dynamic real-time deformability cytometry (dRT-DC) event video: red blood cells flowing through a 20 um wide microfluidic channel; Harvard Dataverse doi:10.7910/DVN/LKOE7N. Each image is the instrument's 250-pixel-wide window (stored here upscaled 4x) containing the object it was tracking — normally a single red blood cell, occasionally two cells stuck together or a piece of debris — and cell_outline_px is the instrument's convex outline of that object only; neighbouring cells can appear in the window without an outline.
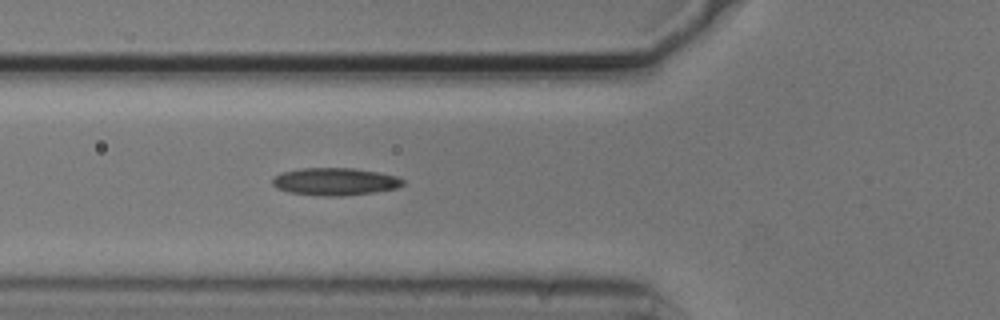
{"species": "common noctule bat (a hibernating species)", "species_latin": "Nyctalus noctula", "temperature_condition": "cold", "stored_images_in_passage": 5, "camera_frame_rate_fps": 3000, "um_per_image_px": 0.085, "animal": {"sex": "male", "body_mass_g": 20.5, "forearm_length_mm": 52.5}, "frame": {"image": 1, "passage_image": 5, "time_ms": 1.333, "image_size_px": [1000, 320], "cell_outline_px": [[404, 184], [396, 188], [372, 192], [344, 196], [324, 196], [288, 192], [276, 188], [272, 184], [272, 176], [280, 172], [300, 168], [352, 168], [376, 172], [396, 176], [404, 180]], "centroid_in_image_um": [28.41, 15.43], "position_along_channel_um": 97.4, "area_um2": 20.92}}